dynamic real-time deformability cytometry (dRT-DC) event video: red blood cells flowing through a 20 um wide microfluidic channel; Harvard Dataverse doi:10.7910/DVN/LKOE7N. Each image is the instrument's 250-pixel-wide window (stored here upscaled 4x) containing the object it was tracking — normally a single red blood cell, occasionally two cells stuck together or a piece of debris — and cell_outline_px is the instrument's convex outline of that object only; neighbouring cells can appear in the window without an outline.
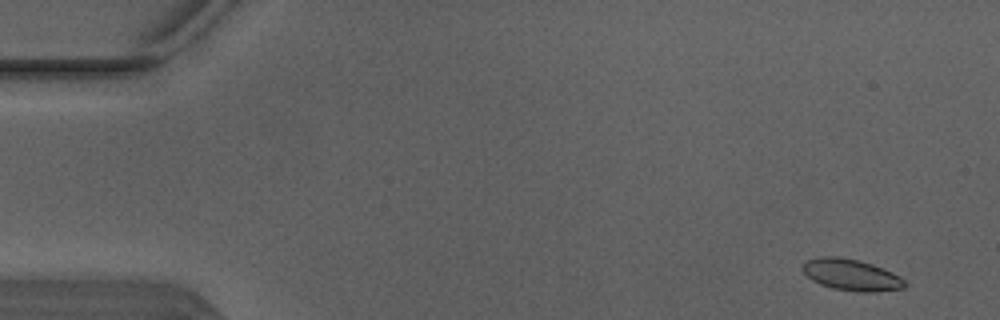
{"species": "Egyptian fruit bat (a non-hibernating species)", "species_latin": "Rousettus aegyptiacus", "temperature_condition": "warm", "stored_images_in_passage": 5, "camera_frame_rate_fps": 3000, "um_per_image_px": 0.085, "animal": {"sex": "male"}, "frame": {"image": 1, "passage_image": 1, "time_ms": 0.0, "image_size_px": [1000, 320], "cell_outline_px": [[908, 284], [904, 288], [876, 292], [860, 292], [832, 288], [820, 284], [812, 280], [800, 268], [804, 260], [820, 256], [836, 256], [856, 260], [872, 264], [892, 272], [900, 276]], "centroid_in_image_um": [72.34, 23.36], "position_along_channel_um": 12.7, "area_um2": 18.84}}